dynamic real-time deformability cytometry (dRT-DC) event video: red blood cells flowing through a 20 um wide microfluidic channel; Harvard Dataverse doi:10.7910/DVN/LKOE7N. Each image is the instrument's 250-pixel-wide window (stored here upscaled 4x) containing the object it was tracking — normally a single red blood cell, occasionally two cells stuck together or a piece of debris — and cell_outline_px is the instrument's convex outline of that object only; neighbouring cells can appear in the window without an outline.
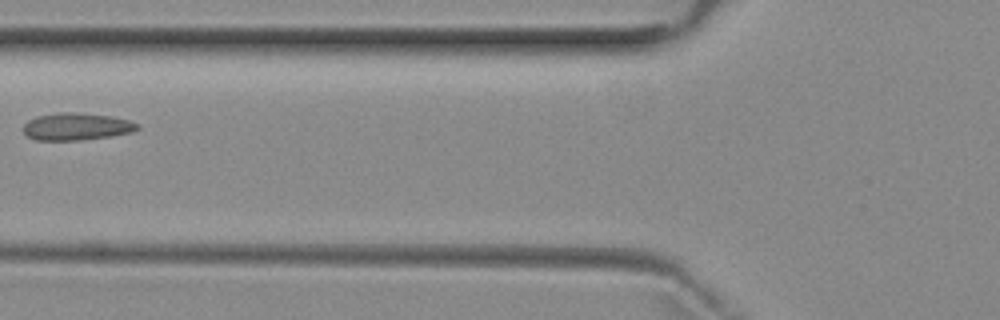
{"species": "common noctule bat (a hibernating species)", "species_latin": "Nyctalus noctula", "temperature_condition": "room temperature", "stored_images_in_passage": 6, "camera_frame_rate_fps": 3000, "um_per_image_px": 0.085, "animal": {"sex": "female", "body_mass_g": 29.2, "forearm_length_mm": 56.3}, "frame": {"image": 1, "passage_image": 5, "time_ms": 5.667, "image_size_px": [1000, 320], "cell_outline_px": [[140, 128], [132, 132], [108, 136], [80, 140], [36, 140], [28, 136], [24, 132], [24, 124], [28, 120], [36, 116], [60, 112], [76, 112], [112, 116], [128, 120], [140, 124]], "centroid_in_image_um": [6.51, 10.75], "position_along_channel_um": 119.3, "area_um2": 18.09}}
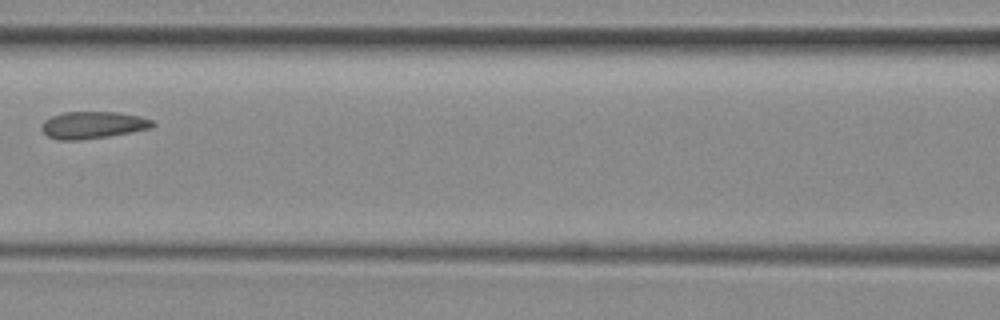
{"frame": {"image": 2, "passage_image": 6, "time_ms": 6.667, "image_size_px": [1000, 320], "cell_outline_px": [[156, 124], [152, 128], [108, 136], [80, 140], [56, 140], [48, 136], [40, 128], [40, 124], [44, 120], [52, 116], [64, 112], [116, 112], [140, 116], [152, 120]], "centroid_in_image_um": [7.87, 10.63], "position_along_channel_um": 158.7, "area_um2": 17.57}}